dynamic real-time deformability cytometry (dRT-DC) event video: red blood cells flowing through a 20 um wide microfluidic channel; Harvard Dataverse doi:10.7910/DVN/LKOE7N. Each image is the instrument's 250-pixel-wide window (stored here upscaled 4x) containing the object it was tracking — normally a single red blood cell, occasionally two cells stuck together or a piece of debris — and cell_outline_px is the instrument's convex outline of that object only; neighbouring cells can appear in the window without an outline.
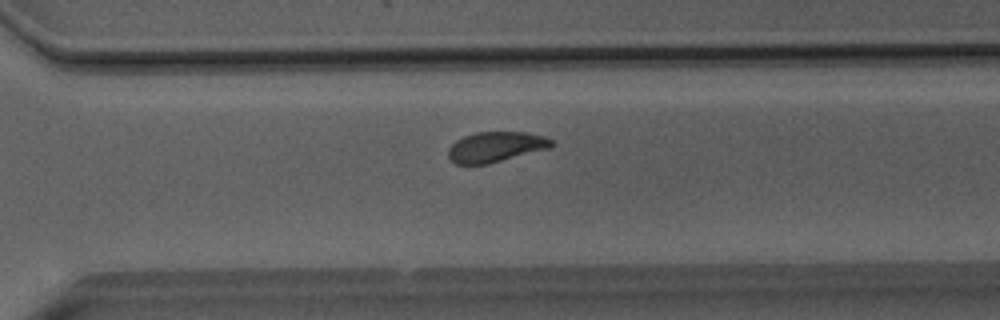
{"species": "Egyptian fruit bat (a non-hibernating species)", "species_latin": "Rousettus aegyptiacus", "temperature_condition": "room temperature", "stored_images_in_passage": 44, "camera_frame_rate_fps": 3000, "um_per_image_px": 0.085, "animal": {"sex": "male"}, "frame": {"image": 1, "passage_image": 29, "time_ms": 9.333, "image_size_px": [1000, 320], "cell_outline_px": [[556, 144], [548, 148], [488, 164], [456, 164], [448, 156], [448, 148], [456, 140], [464, 136], [476, 132], [524, 132], [544, 136], [552, 140]], "centroid_in_image_um": [42.12, 12.48], "position_along_channel_um": 328.5, "area_um2": 18.09}}
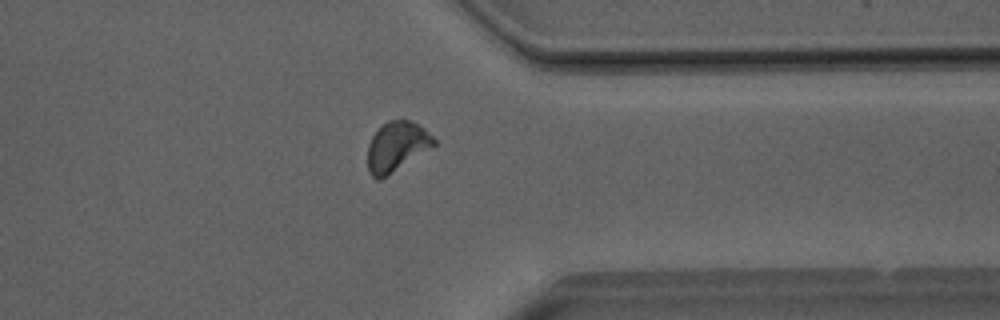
{"frame": {"image": 2, "passage_image": 33, "time_ms": 10.667, "image_size_px": [1000, 320], "cell_outline_px": [[436, 144], [380, 180], [376, 180], [368, 172], [368, 144], [372, 136], [388, 120], [412, 120], [424, 128], [436, 140]], "centroid_in_image_um": [33.7, 12.45], "position_along_channel_um": 377.7, "area_um2": 18.9}}
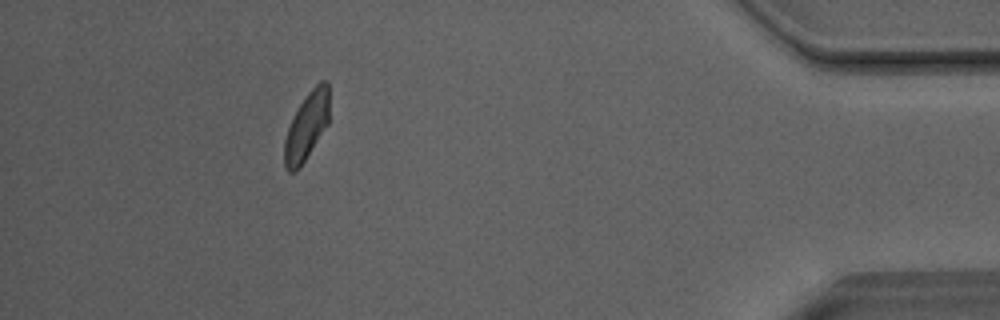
{"frame": {"image": 3, "passage_image": 39, "time_ms": 12.667, "image_size_px": [1000, 320], "cell_outline_px": [[328, 124], [300, 168], [296, 172], [288, 172], [284, 164], [284, 140], [292, 116], [308, 92], [320, 80], [328, 80]], "centroid_in_image_um": [26.05, 10.75], "position_along_channel_um": 409.2, "area_um2": 17.74}, "authors_computed_cell_mechanics": {"area_um2": 18.8428, "velocity_mm_per_s": 4.0302, "shape_relaxation_time_tau1_ms": 4.1583, "shape_relaxation_time_tau2_ms": 1.6514, "deformation_change_tau1": 0.1272, "deformation_change_tau2": 0.06}}